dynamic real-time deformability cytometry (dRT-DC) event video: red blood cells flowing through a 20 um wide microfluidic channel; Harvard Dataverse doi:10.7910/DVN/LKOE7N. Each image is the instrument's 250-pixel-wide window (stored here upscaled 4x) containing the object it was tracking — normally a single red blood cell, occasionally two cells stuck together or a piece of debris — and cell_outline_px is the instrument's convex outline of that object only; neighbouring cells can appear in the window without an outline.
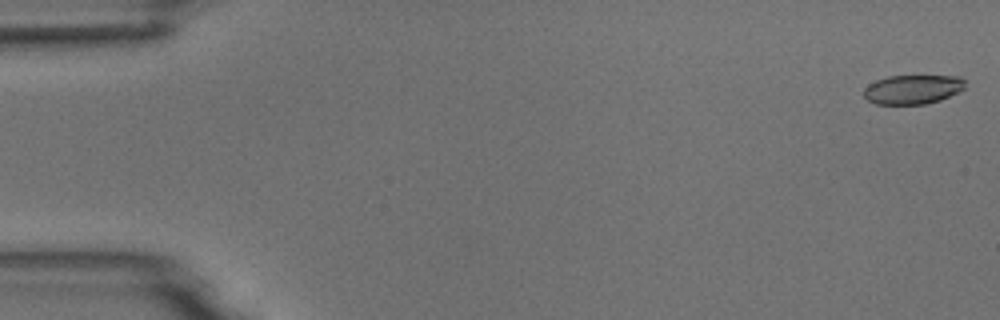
{"species": "common noctule bat (a hibernating species)", "species_latin": "Nyctalus noctula", "temperature_condition": "room temperature", "stored_images_in_passage": 54, "camera_frame_rate_fps": 3000, "um_per_image_px": 0.085, "animal": {"sex": "male", "body_mass_g": 18.8}, "frame": {"image": 1, "passage_image": 1, "time_ms": 0.0, "image_size_px": [1000, 320], "cell_outline_px": [[964, 88], [940, 100], [924, 104], [876, 104], [868, 100], [864, 96], [864, 88], [868, 84], [876, 80], [888, 76], [960, 76], [964, 80]], "centroid_in_image_um": [77.54, 7.59], "position_along_channel_um": 7.5, "area_um2": 17.11}}
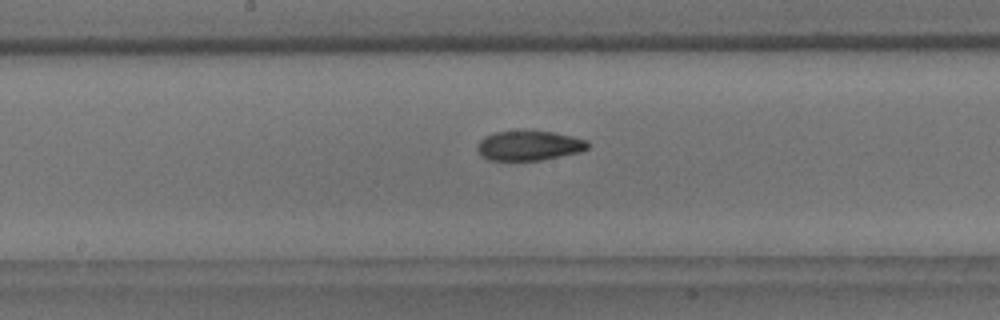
{"frame": {"image": 2, "passage_image": 28, "time_ms": 9.0, "image_size_px": [1000, 320], "cell_outline_px": [[592, 144], [588, 148], [580, 152], [540, 160], [488, 160], [480, 156], [476, 148], [480, 140], [484, 136], [496, 132], [552, 132], [572, 136], [588, 140]], "centroid_in_image_um": [44.98, 12.39], "position_along_channel_um": 203.2, "area_um2": 19.02}}
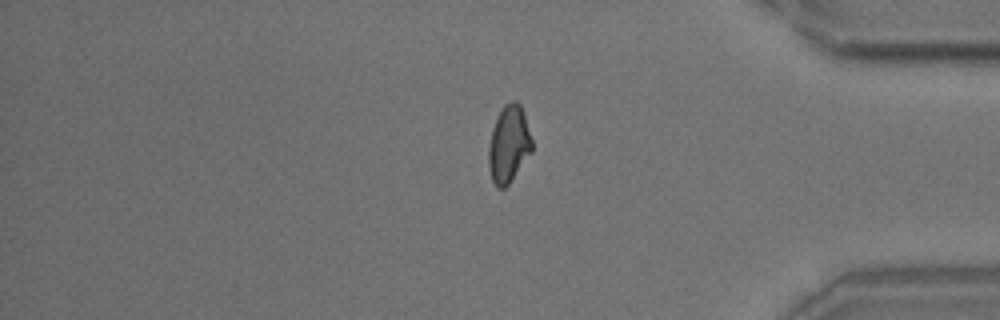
{"frame": {"image": 3, "passage_image": 45, "time_ms": 14.667, "image_size_px": [1000, 320], "cell_outline_px": [[532, 152], [508, 184], [504, 188], [496, 188], [492, 180], [488, 164], [488, 148], [492, 128], [504, 104], [512, 100], [516, 100], [520, 104], [524, 112], [532, 140]], "centroid_in_image_um": [43.24, 12.25], "position_along_channel_um": 392.0, "area_um2": 19.48}, "authors_computed_cell_mechanics": {"area_um2": 19.1896, "velocity_mm_per_s": 3.7401, "shape_relaxation_time_tau1_ms": 8.1562, "shape_relaxation_time_tau2_ms": 4.1951, "deformation_change_tau1": 0.1793, "deformation_change_tau2": 0.1127}}